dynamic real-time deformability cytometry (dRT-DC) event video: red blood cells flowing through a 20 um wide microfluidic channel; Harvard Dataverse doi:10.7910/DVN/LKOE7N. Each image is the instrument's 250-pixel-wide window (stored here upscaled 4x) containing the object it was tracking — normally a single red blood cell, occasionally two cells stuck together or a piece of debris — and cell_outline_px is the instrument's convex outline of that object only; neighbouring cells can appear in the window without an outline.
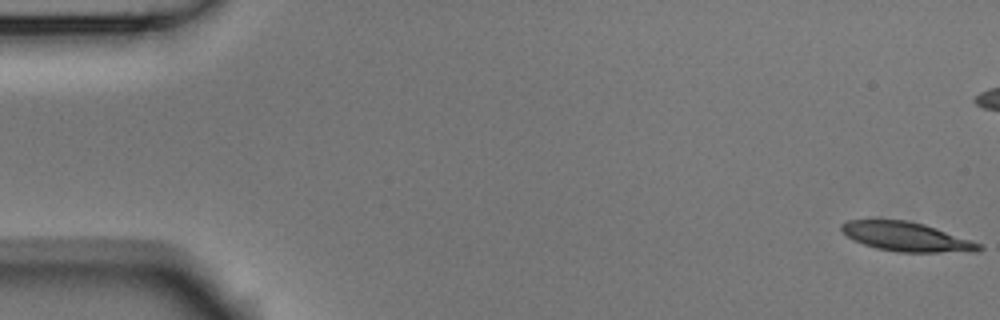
{"species": "Egyptian fruit bat (a non-hibernating species)", "species_latin": "Rousettus aegyptiacus", "temperature_condition": "room temperature", "stored_images_in_passage": 55, "camera_frame_rate_fps": 3000, "um_per_image_px": 0.085, "animal": {"sex": "male"}, "frame": {"image": 1, "passage_image": 1, "time_ms": 0.0, "image_size_px": [1000, 320], "cell_outline_px": [[984, 248], [976, 252], [896, 252], [876, 248], [852, 240], [840, 228], [840, 224], [848, 220], [908, 220], [924, 224], [936, 228], [980, 244]], "centroid_in_image_um": [77.03, 20.13], "position_along_channel_um": 8.0, "area_um2": 23.24}}
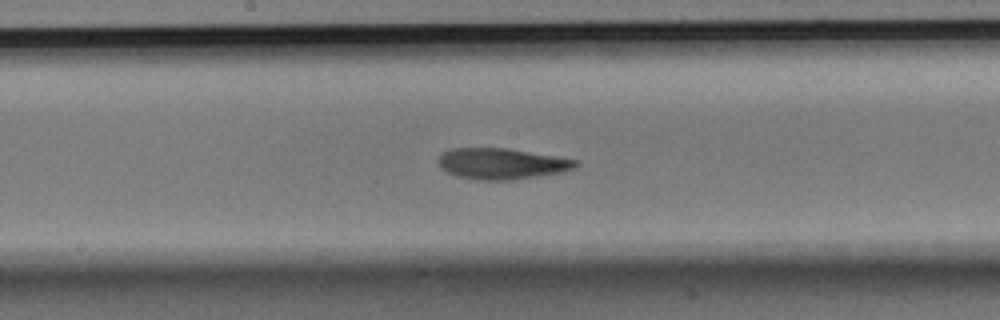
{"frame": {"image": 2, "passage_image": 28, "time_ms": 9.0, "image_size_px": [1000, 320], "cell_outline_px": [[576, 168], [564, 172], [512, 180], [476, 180], [456, 176], [444, 172], [440, 168], [436, 160], [444, 152], [452, 148], [504, 148], [576, 160]], "centroid_in_image_um": [42.56, 13.93], "position_along_channel_um": 205.6, "area_um2": 24.74}}
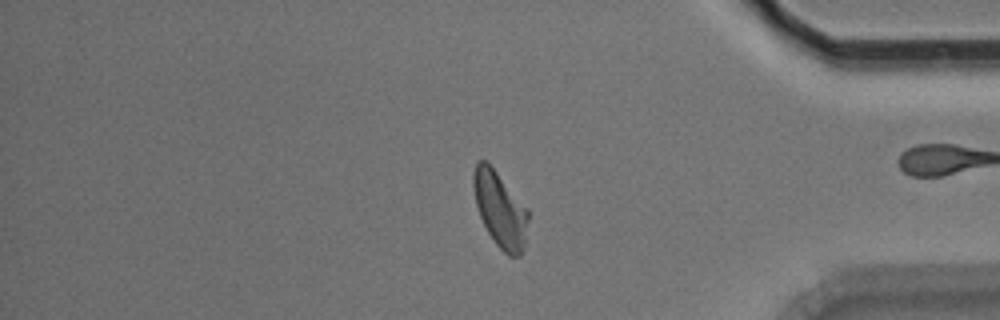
{"frame": {"image": 3, "passage_image": 45, "time_ms": 14.667, "image_size_px": [1000, 320], "cell_outline_px": [[528, 220], [524, 244], [520, 256], [508, 256], [496, 244], [488, 232], [480, 216], [476, 204], [472, 184], [472, 172], [476, 164], [480, 160], [484, 160], [496, 172], [528, 208]], "centroid_in_image_um": [42.5, 17.81], "position_along_channel_um": 392.7, "area_um2": 23.7}, "authors_computed_cell_mechanics": {"area_um2": 23.987, "velocity_mm_per_s": 3.7428, "shape_relaxation_time_tau1_ms": 5.3994, "shape_relaxation_time_tau2_ms": 3.4158, "deformation_change_tau1": 0.1774, "deformation_change_tau2": 0.1073}}